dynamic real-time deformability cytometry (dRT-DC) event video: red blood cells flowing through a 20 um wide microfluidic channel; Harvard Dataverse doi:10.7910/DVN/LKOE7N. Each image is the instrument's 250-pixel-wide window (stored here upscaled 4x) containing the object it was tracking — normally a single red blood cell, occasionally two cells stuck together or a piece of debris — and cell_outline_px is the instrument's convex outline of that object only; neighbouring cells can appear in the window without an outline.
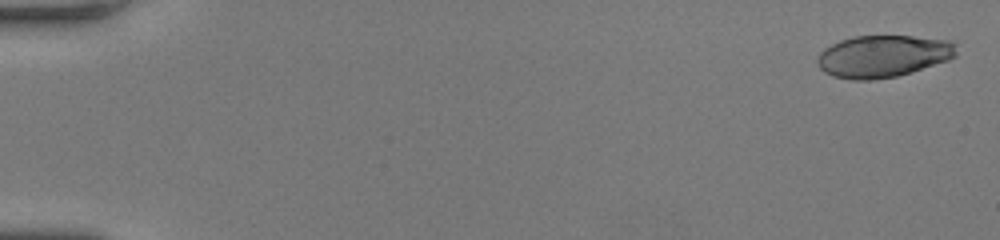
{"species": "human", "species_latin": "Homo sapiens", "temperature_condition": "room temperature", "stored_images_in_passage": 58, "camera_frame_rate_fps": 3000, "um_per_image_px": 0.085, "donor": {"sex": "female"}, "frame": {"image": 1, "passage_image": 1, "time_ms": 0.0, "image_size_px": [1000, 240], "cell_outline_px": [[952, 56], [944, 60], [896, 76], [868, 80], [860, 80], [836, 76], [820, 68], [820, 52], [832, 44], [840, 40], [856, 36], [912, 36], [940, 40], [952, 44]], "centroid_in_image_um": [74.96, 4.76], "position_along_channel_um": 10.0, "area_um2": 32.31}}
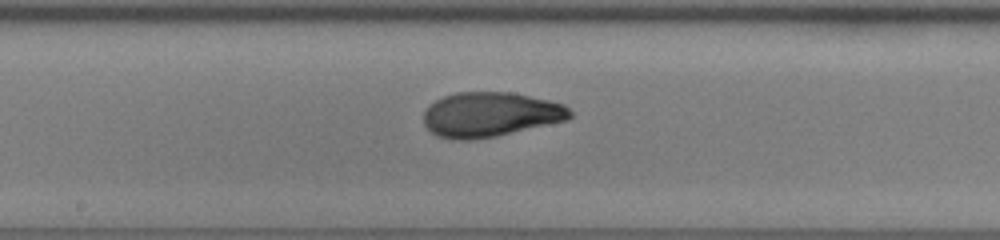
{"frame": {"image": 2, "passage_image": 32, "time_ms": 10.333, "image_size_px": [1000, 240], "cell_outline_px": [[572, 116], [564, 120], [492, 136], [468, 140], [464, 140], [440, 136], [432, 132], [424, 124], [424, 112], [436, 100], [444, 96], [460, 92], [508, 92], [528, 96], [564, 104], [572, 112]], "centroid_in_image_um": [41.65, 9.71], "position_along_channel_um": 206.6, "area_um2": 36.99}}
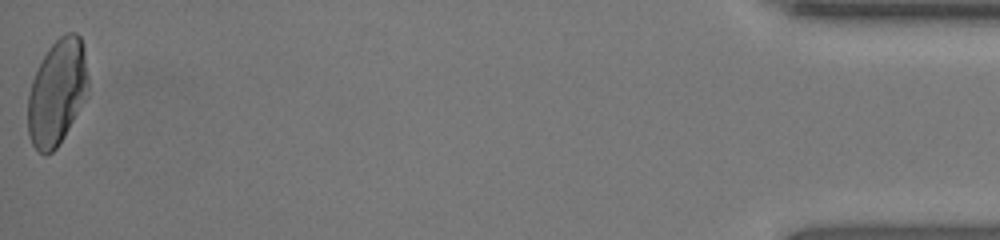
{"frame": {"image": 3, "passage_image": 58, "time_ms": 19.0, "image_size_px": [1000, 240], "cell_outline_px": [[88, 96], [64, 136], [56, 148], [52, 152], [44, 156], [32, 144], [28, 136], [28, 92], [32, 80], [48, 48], [60, 36], [68, 32], [76, 32], [80, 36], [84, 44], [88, 76]], "centroid_in_image_um": [4.87, 7.84], "position_along_channel_um": 430.3, "area_um2": 37.4}, "authors_computed_cell_mechanics": {"area_um2": 36.5296, "velocity_mm_per_s": 3.6166, "shape_relaxation_time_tau1_ms": 5.9948, "shape_relaxation_time_tau2_ms": 0.9099, "deformation_change_tau1": 0.2302, "deformation_change_tau2": 0.0554}}